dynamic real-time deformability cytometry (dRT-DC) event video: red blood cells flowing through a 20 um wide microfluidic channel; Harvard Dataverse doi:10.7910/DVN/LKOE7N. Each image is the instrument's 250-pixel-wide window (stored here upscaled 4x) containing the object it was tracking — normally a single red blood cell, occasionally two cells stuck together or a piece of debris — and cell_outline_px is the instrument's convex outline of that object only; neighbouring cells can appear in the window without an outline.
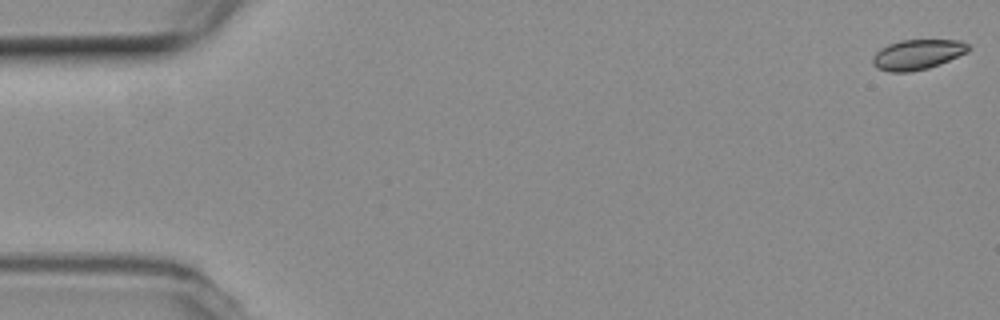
{"species": "common noctule bat (a hibernating species)", "species_latin": "Nyctalus noctula", "temperature_condition": "room temperature", "stored_images_in_passage": 14, "camera_frame_rate_fps": 3000, "um_per_image_px": 0.085, "animal": {"sex": "female", "body_mass_g": 19.3, "forearm_length_mm": 54.1}, "frame": {"image": 1, "passage_image": 1, "time_ms": 0.0, "image_size_px": [1000, 320], "cell_outline_px": [[968, 52], [940, 64], [928, 68], [908, 72], [888, 72], [876, 68], [872, 64], [872, 56], [880, 48], [888, 44], [900, 40], [960, 40], [968, 44]], "centroid_in_image_um": [77.94, 4.64], "position_along_channel_um": 7.1, "area_um2": 16.88}}
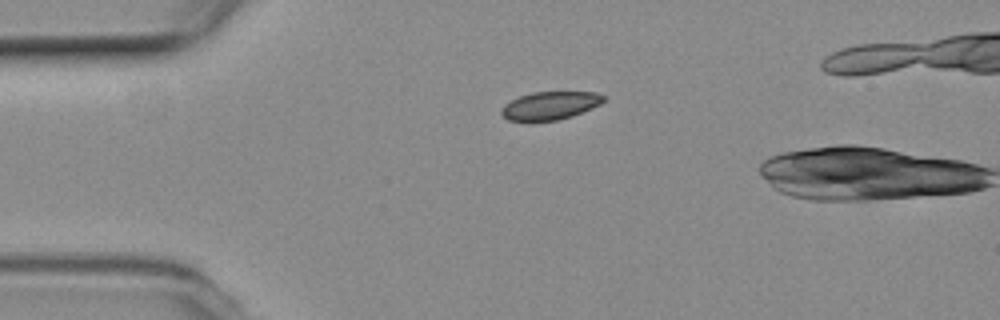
{"frame": {"image": 2, "passage_image": 13, "time_ms": 4.0, "image_size_px": [1000, 320], "cell_outline_px": [[604, 100], [600, 104], [592, 108], [572, 116], [556, 120], [532, 124], [528, 124], [508, 120], [500, 112], [504, 104], [520, 96], [532, 92], [596, 92], [604, 96]], "centroid_in_image_um": [46.7, 9.02], "position_along_channel_um": 38.3, "area_um2": 17.17}}